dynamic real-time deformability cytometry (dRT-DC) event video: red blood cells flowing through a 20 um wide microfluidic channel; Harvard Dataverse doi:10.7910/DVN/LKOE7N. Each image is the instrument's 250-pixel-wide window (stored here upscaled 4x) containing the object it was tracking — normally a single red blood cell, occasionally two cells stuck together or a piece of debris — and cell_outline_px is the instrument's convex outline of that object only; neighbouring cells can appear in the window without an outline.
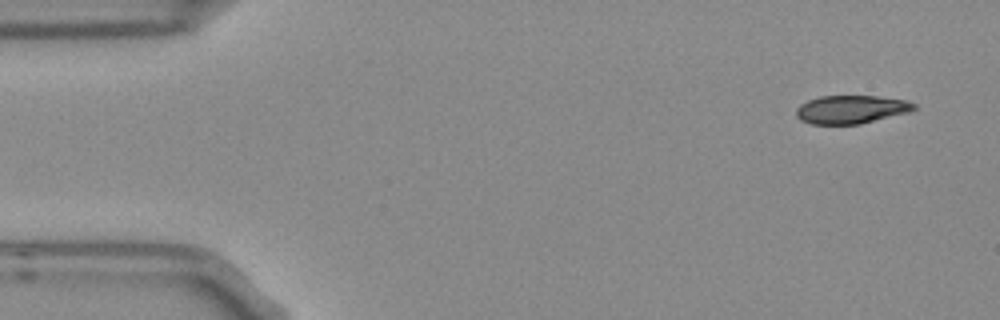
{"species": "Egyptian fruit bat (a non-hibernating species)", "species_latin": "Rousettus aegyptiacus", "temperature_condition": "room temperature", "stored_images_in_passage": 4, "camera_frame_rate_fps": 3000, "um_per_image_px": 0.085, "frame": {"image": 1, "passage_image": 1, "time_ms": 0.0, "image_size_px": [1000, 320], "cell_outline_px": [[916, 108], [908, 112], [860, 124], [812, 124], [800, 120], [796, 116], [796, 108], [800, 104], [808, 100], [820, 96], [876, 96], [904, 100], [916, 104]], "centroid_in_image_um": [72.31, 9.3], "position_along_channel_um": 12.7, "area_um2": 19.31}}
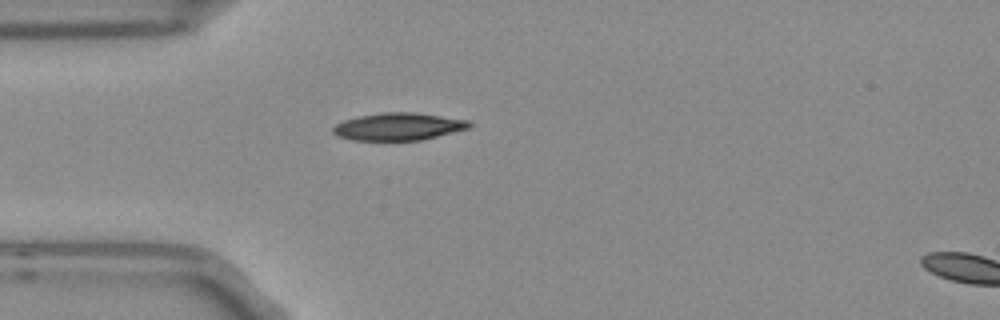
{"frame": {"image": 2, "passage_image": 4, "time_ms": 1.0, "image_size_px": [1000, 320], "cell_outline_px": [[472, 124], [468, 128], [420, 140], [352, 140], [336, 136], [332, 132], [332, 128], [336, 124], [344, 120], [356, 116], [380, 112], [416, 112], [468, 120]], "centroid_in_image_um": [33.8, 10.75], "position_along_channel_um": 51.2, "area_um2": 21.79}}